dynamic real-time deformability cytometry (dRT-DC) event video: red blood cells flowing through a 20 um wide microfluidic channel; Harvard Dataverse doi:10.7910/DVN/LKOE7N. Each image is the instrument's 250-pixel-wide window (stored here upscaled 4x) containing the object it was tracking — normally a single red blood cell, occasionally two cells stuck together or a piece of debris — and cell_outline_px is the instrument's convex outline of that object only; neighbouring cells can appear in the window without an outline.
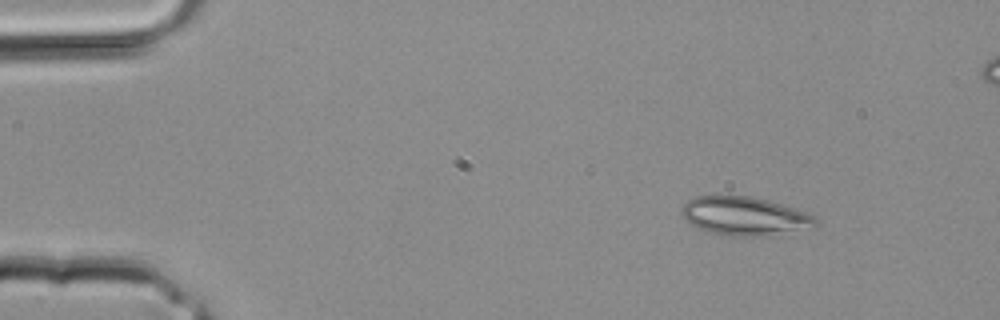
{"species": "common noctule bat (a hibernating species)", "species_latin": "Nyctalus noctula", "temperature_condition": "room temperature", "stored_images_in_passage": 3, "camera_frame_rate_fps": 3000, "um_per_image_px": 0.085, "animal": {"sex": "male", "body_mass_g": 20.4}, "frame": {"image": 1, "passage_image": 1, "time_ms": 0.0, "image_size_px": [1000, 320], "cell_outline_px": [[820, 224], [812, 228], [756, 236], [724, 236], [700, 228], [692, 224], [680, 212], [684, 204], [688, 200], [696, 196], [752, 196], [768, 200], [808, 212], [816, 216], [820, 220]], "centroid_in_image_um": [63.36, 18.36], "position_along_channel_um": 21.6, "area_um2": 30.0}}